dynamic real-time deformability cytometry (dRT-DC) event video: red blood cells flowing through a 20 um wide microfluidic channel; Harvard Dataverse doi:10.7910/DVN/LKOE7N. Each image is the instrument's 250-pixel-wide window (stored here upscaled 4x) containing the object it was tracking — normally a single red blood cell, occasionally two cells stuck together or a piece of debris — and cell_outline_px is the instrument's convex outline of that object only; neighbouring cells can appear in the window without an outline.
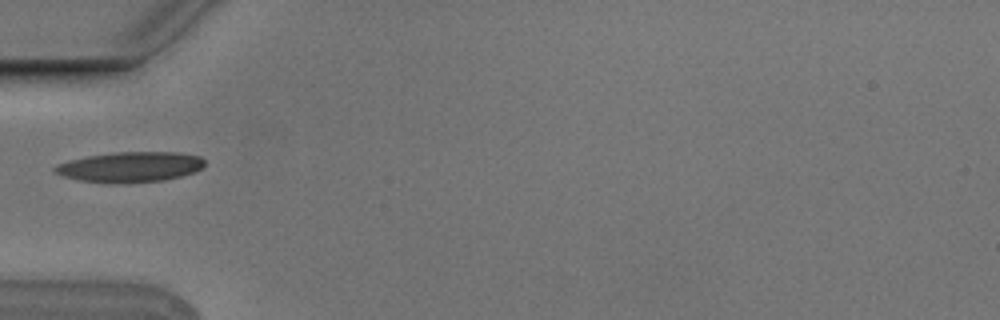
{"species": "Egyptian fruit bat (a non-hibernating species)", "species_latin": "Rousettus aegyptiacus", "temperature_condition": "cold", "stored_images_in_passage": 2, "camera_frame_rate_fps": 3000, "um_per_image_px": 0.085, "animal": {"sex": "male"}, "frame": {"image": 1, "passage_image": 1, "time_ms": 0.0, "image_size_px": [1000, 320], "cell_outline_px": [[204, 164], [196, 172], [164, 180], [124, 184], [112, 184], [80, 180], [64, 176], [56, 172], [52, 168], [56, 164], [68, 160], [88, 156], [116, 152], [176, 152], [200, 156], [204, 160]], "centroid_in_image_um": [11.05, 14.2], "position_along_channel_um": 73.9, "area_um2": 26.59}}